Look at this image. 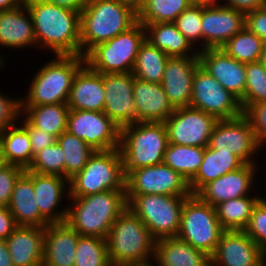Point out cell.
Returning <instances> with one entry per match:
<instances>
[{"label":"cell","instance_id":"obj_32","mask_svg":"<svg viewBox=\"0 0 266 266\" xmlns=\"http://www.w3.org/2000/svg\"><path fill=\"white\" fill-rule=\"evenodd\" d=\"M0 150L5 164L27 170L33 160L28 131L19 122L0 134Z\"/></svg>","mask_w":266,"mask_h":266},{"label":"cell","instance_id":"obj_43","mask_svg":"<svg viewBox=\"0 0 266 266\" xmlns=\"http://www.w3.org/2000/svg\"><path fill=\"white\" fill-rule=\"evenodd\" d=\"M201 19L202 4L194 2L174 21L177 29L185 36L191 45L197 49V51L202 50Z\"/></svg>","mask_w":266,"mask_h":266},{"label":"cell","instance_id":"obj_3","mask_svg":"<svg viewBox=\"0 0 266 266\" xmlns=\"http://www.w3.org/2000/svg\"><path fill=\"white\" fill-rule=\"evenodd\" d=\"M138 22V13L118 0H89L80 13L81 56L97 44L126 32Z\"/></svg>","mask_w":266,"mask_h":266},{"label":"cell","instance_id":"obj_12","mask_svg":"<svg viewBox=\"0 0 266 266\" xmlns=\"http://www.w3.org/2000/svg\"><path fill=\"white\" fill-rule=\"evenodd\" d=\"M67 131L82 139L94 151L120 147L121 128L104 112L69 110Z\"/></svg>","mask_w":266,"mask_h":266},{"label":"cell","instance_id":"obj_25","mask_svg":"<svg viewBox=\"0 0 266 266\" xmlns=\"http://www.w3.org/2000/svg\"><path fill=\"white\" fill-rule=\"evenodd\" d=\"M105 90L103 74L86 63L74 76L67 105L69 110L104 111Z\"/></svg>","mask_w":266,"mask_h":266},{"label":"cell","instance_id":"obj_29","mask_svg":"<svg viewBox=\"0 0 266 266\" xmlns=\"http://www.w3.org/2000/svg\"><path fill=\"white\" fill-rule=\"evenodd\" d=\"M158 266H211V256L177 237L156 240Z\"/></svg>","mask_w":266,"mask_h":266},{"label":"cell","instance_id":"obj_34","mask_svg":"<svg viewBox=\"0 0 266 266\" xmlns=\"http://www.w3.org/2000/svg\"><path fill=\"white\" fill-rule=\"evenodd\" d=\"M264 196L258 193L239 197L215 206L218 221L224 231H244L257 202Z\"/></svg>","mask_w":266,"mask_h":266},{"label":"cell","instance_id":"obj_1","mask_svg":"<svg viewBox=\"0 0 266 266\" xmlns=\"http://www.w3.org/2000/svg\"><path fill=\"white\" fill-rule=\"evenodd\" d=\"M34 26L37 49L55 55H81L80 13L44 0H24Z\"/></svg>","mask_w":266,"mask_h":266},{"label":"cell","instance_id":"obj_27","mask_svg":"<svg viewBox=\"0 0 266 266\" xmlns=\"http://www.w3.org/2000/svg\"><path fill=\"white\" fill-rule=\"evenodd\" d=\"M45 227L17 226L6 239L14 266H42Z\"/></svg>","mask_w":266,"mask_h":266},{"label":"cell","instance_id":"obj_44","mask_svg":"<svg viewBox=\"0 0 266 266\" xmlns=\"http://www.w3.org/2000/svg\"><path fill=\"white\" fill-rule=\"evenodd\" d=\"M244 232L266 253V197L255 205Z\"/></svg>","mask_w":266,"mask_h":266},{"label":"cell","instance_id":"obj_54","mask_svg":"<svg viewBox=\"0 0 266 266\" xmlns=\"http://www.w3.org/2000/svg\"><path fill=\"white\" fill-rule=\"evenodd\" d=\"M118 266H158L156 259L154 257L140 260V261H128L119 264Z\"/></svg>","mask_w":266,"mask_h":266},{"label":"cell","instance_id":"obj_53","mask_svg":"<svg viewBox=\"0 0 266 266\" xmlns=\"http://www.w3.org/2000/svg\"><path fill=\"white\" fill-rule=\"evenodd\" d=\"M0 266H14L5 239H0Z\"/></svg>","mask_w":266,"mask_h":266},{"label":"cell","instance_id":"obj_9","mask_svg":"<svg viewBox=\"0 0 266 266\" xmlns=\"http://www.w3.org/2000/svg\"><path fill=\"white\" fill-rule=\"evenodd\" d=\"M187 197L126 195L128 209L140 218L155 240L177 236L182 207Z\"/></svg>","mask_w":266,"mask_h":266},{"label":"cell","instance_id":"obj_36","mask_svg":"<svg viewBox=\"0 0 266 266\" xmlns=\"http://www.w3.org/2000/svg\"><path fill=\"white\" fill-rule=\"evenodd\" d=\"M205 148L168 144L163 163L177 171L187 182L196 174L202 164Z\"/></svg>","mask_w":266,"mask_h":266},{"label":"cell","instance_id":"obj_19","mask_svg":"<svg viewBox=\"0 0 266 266\" xmlns=\"http://www.w3.org/2000/svg\"><path fill=\"white\" fill-rule=\"evenodd\" d=\"M211 266H266V253L244 231H224Z\"/></svg>","mask_w":266,"mask_h":266},{"label":"cell","instance_id":"obj_11","mask_svg":"<svg viewBox=\"0 0 266 266\" xmlns=\"http://www.w3.org/2000/svg\"><path fill=\"white\" fill-rule=\"evenodd\" d=\"M190 106L211 114L218 120L234 119L243 115L240 100L200 65L194 74Z\"/></svg>","mask_w":266,"mask_h":266},{"label":"cell","instance_id":"obj_5","mask_svg":"<svg viewBox=\"0 0 266 266\" xmlns=\"http://www.w3.org/2000/svg\"><path fill=\"white\" fill-rule=\"evenodd\" d=\"M168 144L164 123L136 122L123 126L119 149L125 176L131 170L163 163Z\"/></svg>","mask_w":266,"mask_h":266},{"label":"cell","instance_id":"obj_22","mask_svg":"<svg viewBox=\"0 0 266 266\" xmlns=\"http://www.w3.org/2000/svg\"><path fill=\"white\" fill-rule=\"evenodd\" d=\"M33 186L40 214L49 223L65 222L67 206L59 208L64 205L62 201L69 198V180L57 175L33 172Z\"/></svg>","mask_w":266,"mask_h":266},{"label":"cell","instance_id":"obj_14","mask_svg":"<svg viewBox=\"0 0 266 266\" xmlns=\"http://www.w3.org/2000/svg\"><path fill=\"white\" fill-rule=\"evenodd\" d=\"M217 121L215 116L191 106L176 108L164 122L168 143L205 148Z\"/></svg>","mask_w":266,"mask_h":266},{"label":"cell","instance_id":"obj_41","mask_svg":"<svg viewBox=\"0 0 266 266\" xmlns=\"http://www.w3.org/2000/svg\"><path fill=\"white\" fill-rule=\"evenodd\" d=\"M27 171L65 178V155L58 142L36 153Z\"/></svg>","mask_w":266,"mask_h":266},{"label":"cell","instance_id":"obj_55","mask_svg":"<svg viewBox=\"0 0 266 266\" xmlns=\"http://www.w3.org/2000/svg\"><path fill=\"white\" fill-rule=\"evenodd\" d=\"M118 1L131 7L136 13H138L146 3V0H118Z\"/></svg>","mask_w":266,"mask_h":266},{"label":"cell","instance_id":"obj_24","mask_svg":"<svg viewBox=\"0 0 266 266\" xmlns=\"http://www.w3.org/2000/svg\"><path fill=\"white\" fill-rule=\"evenodd\" d=\"M79 236L66 222L47 224L42 266H74Z\"/></svg>","mask_w":266,"mask_h":266},{"label":"cell","instance_id":"obj_4","mask_svg":"<svg viewBox=\"0 0 266 266\" xmlns=\"http://www.w3.org/2000/svg\"><path fill=\"white\" fill-rule=\"evenodd\" d=\"M38 67L31 78L30 87L21 106L67 103L77 71L85 64L81 55H52Z\"/></svg>","mask_w":266,"mask_h":266},{"label":"cell","instance_id":"obj_28","mask_svg":"<svg viewBox=\"0 0 266 266\" xmlns=\"http://www.w3.org/2000/svg\"><path fill=\"white\" fill-rule=\"evenodd\" d=\"M8 209L17 226L45 227L50 224L39 212L32 171L25 170L16 180Z\"/></svg>","mask_w":266,"mask_h":266},{"label":"cell","instance_id":"obj_45","mask_svg":"<svg viewBox=\"0 0 266 266\" xmlns=\"http://www.w3.org/2000/svg\"><path fill=\"white\" fill-rule=\"evenodd\" d=\"M243 116L249 121L258 146L266 148V102L248 104L243 108Z\"/></svg>","mask_w":266,"mask_h":266},{"label":"cell","instance_id":"obj_57","mask_svg":"<svg viewBox=\"0 0 266 266\" xmlns=\"http://www.w3.org/2000/svg\"><path fill=\"white\" fill-rule=\"evenodd\" d=\"M259 62L266 68V43L263 44Z\"/></svg>","mask_w":266,"mask_h":266},{"label":"cell","instance_id":"obj_33","mask_svg":"<svg viewBox=\"0 0 266 266\" xmlns=\"http://www.w3.org/2000/svg\"><path fill=\"white\" fill-rule=\"evenodd\" d=\"M22 116L34 127L54 135L56 138L67 131V103L21 106Z\"/></svg>","mask_w":266,"mask_h":266},{"label":"cell","instance_id":"obj_13","mask_svg":"<svg viewBox=\"0 0 266 266\" xmlns=\"http://www.w3.org/2000/svg\"><path fill=\"white\" fill-rule=\"evenodd\" d=\"M126 195L190 196L188 182L165 163L131 170L125 179Z\"/></svg>","mask_w":266,"mask_h":266},{"label":"cell","instance_id":"obj_50","mask_svg":"<svg viewBox=\"0 0 266 266\" xmlns=\"http://www.w3.org/2000/svg\"><path fill=\"white\" fill-rule=\"evenodd\" d=\"M16 227V222L8 207L0 206V239L6 240Z\"/></svg>","mask_w":266,"mask_h":266},{"label":"cell","instance_id":"obj_8","mask_svg":"<svg viewBox=\"0 0 266 266\" xmlns=\"http://www.w3.org/2000/svg\"><path fill=\"white\" fill-rule=\"evenodd\" d=\"M145 39V26L137 22L126 32L93 47L84 56L85 63L101 74L132 73Z\"/></svg>","mask_w":266,"mask_h":266},{"label":"cell","instance_id":"obj_40","mask_svg":"<svg viewBox=\"0 0 266 266\" xmlns=\"http://www.w3.org/2000/svg\"><path fill=\"white\" fill-rule=\"evenodd\" d=\"M74 266H112L106 239L96 236H79Z\"/></svg>","mask_w":266,"mask_h":266},{"label":"cell","instance_id":"obj_6","mask_svg":"<svg viewBox=\"0 0 266 266\" xmlns=\"http://www.w3.org/2000/svg\"><path fill=\"white\" fill-rule=\"evenodd\" d=\"M126 176L119 148L95 151L86 166L69 179V197H84L104 191H126Z\"/></svg>","mask_w":266,"mask_h":266},{"label":"cell","instance_id":"obj_59","mask_svg":"<svg viewBox=\"0 0 266 266\" xmlns=\"http://www.w3.org/2000/svg\"><path fill=\"white\" fill-rule=\"evenodd\" d=\"M5 165L1 150H0V169Z\"/></svg>","mask_w":266,"mask_h":266},{"label":"cell","instance_id":"obj_10","mask_svg":"<svg viewBox=\"0 0 266 266\" xmlns=\"http://www.w3.org/2000/svg\"><path fill=\"white\" fill-rule=\"evenodd\" d=\"M223 232L215 207L194 194L185 199L177 238L212 256Z\"/></svg>","mask_w":266,"mask_h":266},{"label":"cell","instance_id":"obj_60","mask_svg":"<svg viewBox=\"0 0 266 266\" xmlns=\"http://www.w3.org/2000/svg\"><path fill=\"white\" fill-rule=\"evenodd\" d=\"M6 67V65L4 64V62H2L1 60H0V69H4Z\"/></svg>","mask_w":266,"mask_h":266},{"label":"cell","instance_id":"obj_7","mask_svg":"<svg viewBox=\"0 0 266 266\" xmlns=\"http://www.w3.org/2000/svg\"><path fill=\"white\" fill-rule=\"evenodd\" d=\"M106 242L112 266L154 257L156 240L128 208L112 224Z\"/></svg>","mask_w":266,"mask_h":266},{"label":"cell","instance_id":"obj_26","mask_svg":"<svg viewBox=\"0 0 266 266\" xmlns=\"http://www.w3.org/2000/svg\"><path fill=\"white\" fill-rule=\"evenodd\" d=\"M133 100L136 106V122L164 123L175 110L161 84L138 78L134 80Z\"/></svg>","mask_w":266,"mask_h":266},{"label":"cell","instance_id":"obj_47","mask_svg":"<svg viewBox=\"0 0 266 266\" xmlns=\"http://www.w3.org/2000/svg\"><path fill=\"white\" fill-rule=\"evenodd\" d=\"M25 170L22 167L5 164L0 169V206L8 207L16 180Z\"/></svg>","mask_w":266,"mask_h":266},{"label":"cell","instance_id":"obj_35","mask_svg":"<svg viewBox=\"0 0 266 266\" xmlns=\"http://www.w3.org/2000/svg\"><path fill=\"white\" fill-rule=\"evenodd\" d=\"M169 58L166 53L145 39L137 54L132 74L139 80L161 84Z\"/></svg>","mask_w":266,"mask_h":266},{"label":"cell","instance_id":"obj_48","mask_svg":"<svg viewBox=\"0 0 266 266\" xmlns=\"http://www.w3.org/2000/svg\"><path fill=\"white\" fill-rule=\"evenodd\" d=\"M20 119L19 123L28 131L33 157L36 153L57 142V138L54 135L47 131L45 132L44 129L32 126L22 115Z\"/></svg>","mask_w":266,"mask_h":266},{"label":"cell","instance_id":"obj_51","mask_svg":"<svg viewBox=\"0 0 266 266\" xmlns=\"http://www.w3.org/2000/svg\"><path fill=\"white\" fill-rule=\"evenodd\" d=\"M222 5L231 7L232 9L248 13L262 7L261 0H224Z\"/></svg>","mask_w":266,"mask_h":266},{"label":"cell","instance_id":"obj_15","mask_svg":"<svg viewBox=\"0 0 266 266\" xmlns=\"http://www.w3.org/2000/svg\"><path fill=\"white\" fill-rule=\"evenodd\" d=\"M208 146L215 151H230L246 164H257L256 157L262 154L254 131L243 115L234 119L218 120Z\"/></svg>","mask_w":266,"mask_h":266},{"label":"cell","instance_id":"obj_49","mask_svg":"<svg viewBox=\"0 0 266 266\" xmlns=\"http://www.w3.org/2000/svg\"><path fill=\"white\" fill-rule=\"evenodd\" d=\"M245 27L266 43V9L261 7L246 13Z\"/></svg>","mask_w":266,"mask_h":266},{"label":"cell","instance_id":"obj_52","mask_svg":"<svg viewBox=\"0 0 266 266\" xmlns=\"http://www.w3.org/2000/svg\"><path fill=\"white\" fill-rule=\"evenodd\" d=\"M45 2L81 13L89 0H44Z\"/></svg>","mask_w":266,"mask_h":266},{"label":"cell","instance_id":"obj_42","mask_svg":"<svg viewBox=\"0 0 266 266\" xmlns=\"http://www.w3.org/2000/svg\"><path fill=\"white\" fill-rule=\"evenodd\" d=\"M246 88L240 100L242 109L248 105L266 102V68L259 62L245 63Z\"/></svg>","mask_w":266,"mask_h":266},{"label":"cell","instance_id":"obj_39","mask_svg":"<svg viewBox=\"0 0 266 266\" xmlns=\"http://www.w3.org/2000/svg\"><path fill=\"white\" fill-rule=\"evenodd\" d=\"M263 41L244 27L228 40L221 49L230 57L242 63L257 62L260 59Z\"/></svg>","mask_w":266,"mask_h":266},{"label":"cell","instance_id":"obj_2","mask_svg":"<svg viewBox=\"0 0 266 266\" xmlns=\"http://www.w3.org/2000/svg\"><path fill=\"white\" fill-rule=\"evenodd\" d=\"M68 201L65 222L79 235L103 239L107 238L114 221L128 208L126 191L69 197Z\"/></svg>","mask_w":266,"mask_h":266},{"label":"cell","instance_id":"obj_16","mask_svg":"<svg viewBox=\"0 0 266 266\" xmlns=\"http://www.w3.org/2000/svg\"><path fill=\"white\" fill-rule=\"evenodd\" d=\"M245 27V13L222 4H202V50L219 49Z\"/></svg>","mask_w":266,"mask_h":266},{"label":"cell","instance_id":"obj_18","mask_svg":"<svg viewBox=\"0 0 266 266\" xmlns=\"http://www.w3.org/2000/svg\"><path fill=\"white\" fill-rule=\"evenodd\" d=\"M135 77L132 73L103 74L104 113L120 128L136 123L133 100Z\"/></svg>","mask_w":266,"mask_h":266},{"label":"cell","instance_id":"obj_58","mask_svg":"<svg viewBox=\"0 0 266 266\" xmlns=\"http://www.w3.org/2000/svg\"><path fill=\"white\" fill-rule=\"evenodd\" d=\"M195 3L201 4H221L224 0H193Z\"/></svg>","mask_w":266,"mask_h":266},{"label":"cell","instance_id":"obj_30","mask_svg":"<svg viewBox=\"0 0 266 266\" xmlns=\"http://www.w3.org/2000/svg\"><path fill=\"white\" fill-rule=\"evenodd\" d=\"M244 162L230 151H215L205 147L203 161L197 174L188 182L191 194L196 195L206 184L240 168Z\"/></svg>","mask_w":266,"mask_h":266},{"label":"cell","instance_id":"obj_23","mask_svg":"<svg viewBox=\"0 0 266 266\" xmlns=\"http://www.w3.org/2000/svg\"><path fill=\"white\" fill-rule=\"evenodd\" d=\"M0 46L13 50L37 48L31 15L24 2L13 9L0 10ZM4 57V58H3ZM5 55L0 60L6 64Z\"/></svg>","mask_w":266,"mask_h":266},{"label":"cell","instance_id":"obj_61","mask_svg":"<svg viewBox=\"0 0 266 266\" xmlns=\"http://www.w3.org/2000/svg\"><path fill=\"white\" fill-rule=\"evenodd\" d=\"M262 1V7L266 9V0H261Z\"/></svg>","mask_w":266,"mask_h":266},{"label":"cell","instance_id":"obj_56","mask_svg":"<svg viewBox=\"0 0 266 266\" xmlns=\"http://www.w3.org/2000/svg\"><path fill=\"white\" fill-rule=\"evenodd\" d=\"M24 0H0V10H9L20 6Z\"/></svg>","mask_w":266,"mask_h":266},{"label":"cell","instance_id":"obj_31","mask_svg":"<svg viewBox=\"0 0 266 266\" xmlns=\"http://www.w3.org/2000/svg\"><path fill=\"white\" fill-rule=\"evenodd\" d=\"M146 39L169 57L198 56V52L174 22L152 23L145 26Z\"/></svg>","mask_w":266,"mask_h":266},{"label":"cell","instance_id":"obj_17","mask_svg":"<svg viewBox=\"0 0 266 266\" xmlns=\"http://www.w3.org/2000/svg\"><path fill=\"white\" fill-rule=\"evenodd\" d=\"M258 166L257 164L244 163L240 168L206 184L196 195L203 202L215 207L228 200L257 193L252 187L257 183L255 179L258 177Z\"/></svg>","mask_w":266,"mask_h":266},{"label":"cell","instance_id":"obj_21","mask_svg":"<svg viewBox=\"0 0 266 266\" xmlns=\"http://www.w3.org/2000/svg\"><path fill=\"white\" fill-rule=\"evenodd\" d=\"M200 66L239 100L246 88L245 63L228 56L221 48L198 52Z\"/></svg>","mask_w":266,"mask_h":266},{"label":"cell","instance_id":"obj_46","mask_svg":"<svg viewBox=\"0 0 266 266\" xmlns=\"http://www.w3.org/2000/svg\"><path fill=\"white\" fill-rule=\"evenodd\" d=\"M21 115V96L8 97L0 91V134L16 125Z\"/></svg>","mask_w":266,"mask_h":266},{"label":"cell","instance_id":"obj_20","mask_svg":"<svg viewBox=\"0 0 266 266\" xmlns=\"http://www.w3.org/2000/svg\"><path fill=\"white\" fill-rule=\"evenodd\" d=\"M199 65V56L168 59L161 85L174 109L190 106L194 74Z\"/></svg>","mask_w":266,"mask_h":266},{"label":"cell","instance_id":"obj_37","mask_svg":"<svg viewBox=\"0 0 266 266\" xmlns=\"http://www.w3.org/2000/svg\"><path fill=\"white\" fill-rule=\"evenodd\" d=\"M193 0H146L138 12V22L146 26L152 23L174 22Z\"/></svg>","mask_w":266,"mask_h":266},{"label":"cell","instance_id":"obj_38","mask_svg":"<svg viewBox=\"0 0 266 266\" xmlns=\"http://www.w3.org/2000/svg\"><path fill=\"white\" fill-rule=\"evenodd\" d=\"M57 142L64 151L65 178L69 180L86 166L95 151L82 139L68 131L61 133Z\"/></svg>","mask_w":266,"mask_h":266}]
</instances>
